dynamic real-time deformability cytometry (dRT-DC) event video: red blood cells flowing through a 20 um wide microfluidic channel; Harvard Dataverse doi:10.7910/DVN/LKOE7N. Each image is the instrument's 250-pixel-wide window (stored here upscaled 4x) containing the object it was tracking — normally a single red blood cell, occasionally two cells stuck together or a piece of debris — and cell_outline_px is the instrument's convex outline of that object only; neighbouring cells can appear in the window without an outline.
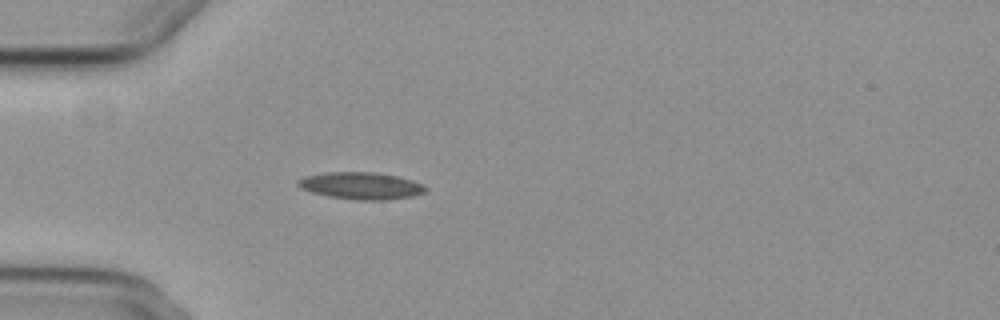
{"species": "common noctule bat (a hibernating species)", "species_latin": "Nyctalus noctula", "temperature_condition": "cold", "stored_images_in_passage": 4, "camera_frame_rate_fps": 3000, "um_per_image_px": 0.085, "animal": {"sex": "female", "body_mass_g": 29.2, "forearm_length_mm": 56.3}, "frame": {"image": 1, "passage_image": 4, "time_ms": 3.667, "image_size_px": [1000, 320], "cell_outline_px": [[428, 188], [424, 192], [412, 196], [388, 200], [356, 200], [328, 196], [312, 192], [300, 188], [296, 184], [296, 180], [304, 176], [328, 172], [372, 172], [396, 176], [412, 180], [424, 184]], "centroid_in_image_um": [30.67, 15.79], "position_along_channel_um": 54.3, "area_um2": 20.17}}